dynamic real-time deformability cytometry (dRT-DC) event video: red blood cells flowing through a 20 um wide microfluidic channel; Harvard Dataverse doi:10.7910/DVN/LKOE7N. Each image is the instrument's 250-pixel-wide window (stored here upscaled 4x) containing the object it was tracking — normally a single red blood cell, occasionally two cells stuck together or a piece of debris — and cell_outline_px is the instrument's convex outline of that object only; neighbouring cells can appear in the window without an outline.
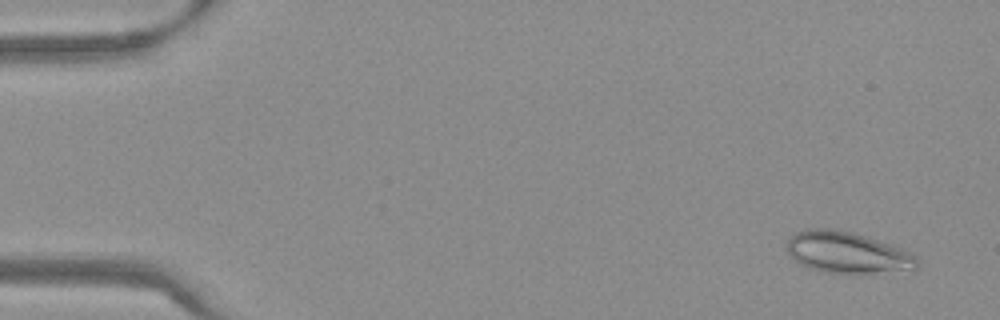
{"species": "Egyptian fruit bat (a non-hibernating species)", "species_latin": "Rousettus aegyptiacus", "temperature_condition": "warm", "stored_images_in_passage": 53, "camera_frame_rate_fps": 3000, "um_per_image_px": 0.085, "frame": {"image": 1, "passage_image": 3, "time_ms": 0.667, "image_size_px": [1000, 320], "cell_outline_px": [[920, 260], [916, 268], [868, 276], [852, 276], [824, 272], [808, 268], [796, 260], [788, 252], [788, 240], [796, 232], [808, 228], [832, 228], [852, 232], [892, 244], [916, 256]], "centroid_in_image_um": [72.07, 21.51], "position_along_channel_um": 12.9, "area_um2": 32.25}}
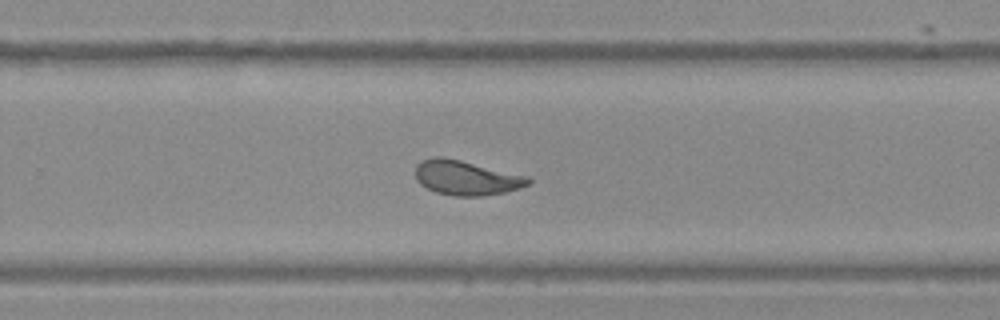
{"frame": {"image": 2, "passage_image": 35, "time_ms": 11.333, "image_size_px": [1000, 320], "cell_outline_px": [[532, 184], [520, 188], [504, 192], [484, 196], [456, 196], [436, 192], [420, 184], [416, 180], [416, 164], [420, 160], [432, 156], [444, 156], [528, 176], [532, 180]], "centroid_in_image_um": [39.63, 15.1], "position_along_channel_um": 290.2, "area_um2": 23.0}}
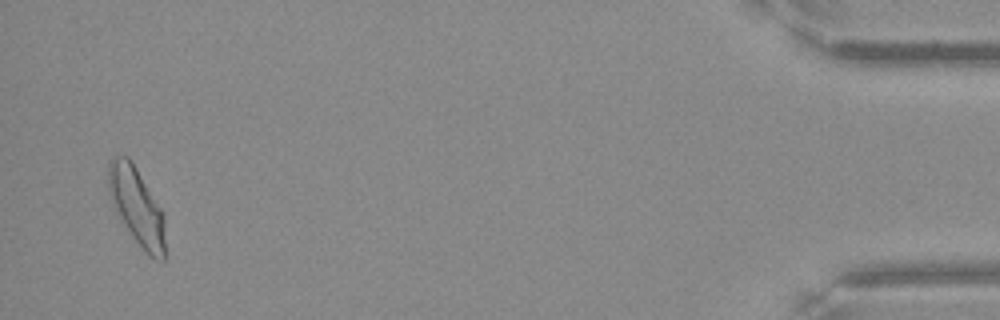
{"frame": {"image": 3, "passage_image": 52, "time_ms": 17.0, "image_size_px": [1000, 320], "cell_outline_px": [[164, 260], [156, 260], [148, 256], [144, 252], [132, 236], [116, 212], [112, 204], [108, 188], [108, 160], [116, 156], [128, 156], [136, 168], [160, 208], [164, 216]], "centroid_in_image_um": [11.6, 17.55], "position_along_channel_um": 423.6, "area_um2": 25.26}, "authors_computed_cell_mechanics": {"area_um2": 23.5246, "velocity_mm_per_s": 3.7938, "shape_relaxation_time_tau1_ms": null, "shape_relaxation_time_tau2_ms": 1.4314, "deformation_change_tau1": null, "deformation_change_tau2": 0.0822}}